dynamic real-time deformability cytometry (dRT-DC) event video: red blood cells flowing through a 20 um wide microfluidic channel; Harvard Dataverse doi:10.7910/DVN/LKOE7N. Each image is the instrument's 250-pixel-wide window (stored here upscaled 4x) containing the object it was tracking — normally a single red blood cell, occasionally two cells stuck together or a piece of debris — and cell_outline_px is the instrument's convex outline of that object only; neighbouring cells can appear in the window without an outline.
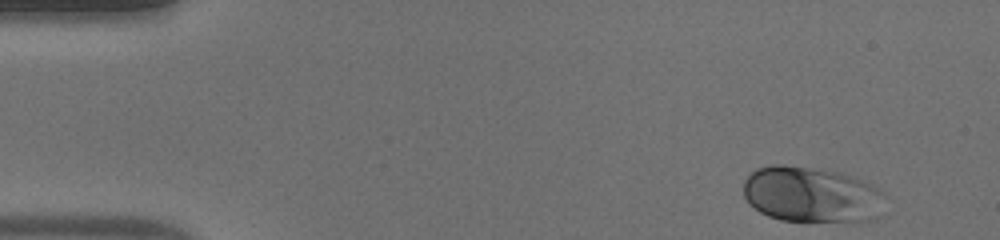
{"species": "human", "species_latin": "Homo sapiens", "temperature_condition": "warm", "stored_images_in_passage": 45, "camera_frame_rate_fps": 3000, "um_per_image_px": 0.085, "donor": {"sex": "male"}, "frame": {"image": 1, "passage_image": 1, "time_ms": 0.0, "image_size_px": [1000, 240], "cell_outline_px": [[884, 196], [880, 216], [876, 220], [780, 220], [768, 216], [760, 212], [748, 204], [744, 196], [744, 180], [756, 168], [772, 164], [784, 164], [840, 172], [872, 184], [880, 188], [884, 192]], "centroid_in_image_um": [68.97, 16.52], "position_along_channel_um": 16.0, "area_um2": 46.07}}
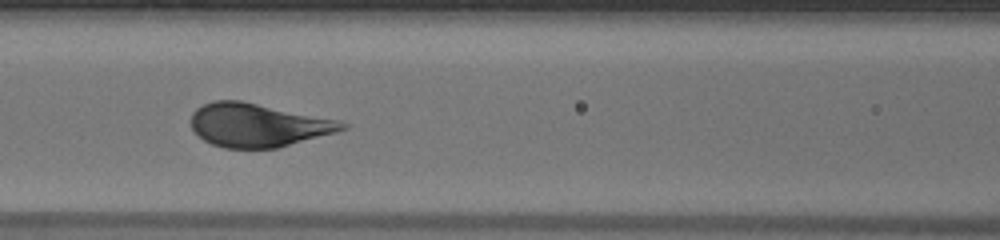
{"frame": {"image": 2, "passage_image": 18, "time_ms": 5.667, "image_size_px": [1000, 240], "cell_outline_px": [[348, 128], [336, 132], [280, 148], [224, 148], [212, 144], [204, 140], [192, 128], [192, 112], [196, 108], [212, 100], [240, 100], [340, 120], [348, 124]], "centroid_in_image_um": [21.95, 10.63], "position_along_channel_um": 144.7, "area_um2": 38.32}}
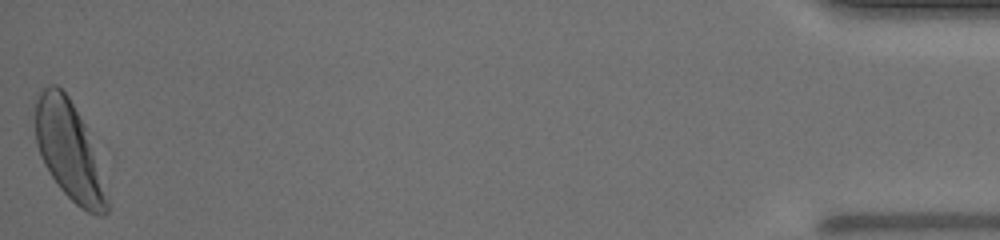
{"frame": {"image": 3, "passage_image": 45, "time_ms": 14.667, "image_size_px": [1000, 240], "cell_outline_px": [[108, 212], [104, 216], [96, 216], [80, 208], [60, 188], [44, 164], [40, 156], [36, 144], [36, 100], [40, 92], [48, 84], [56, 84], [68, 96], [84, 124], [108, 200]], "centroid_in_image_um": [5.84, 12.82], "position_along_channel_um": 429.4, "area_um2": 39.77}, "authors_computed_cell_mechanics": {"area_um2": 39.7664, "velocity_mm_per_s": 4.2143, "shape_relaxation_time_tau1_ms": 1.859, "shape_relaxation_time_tau2_ms": null, "deformation_change_tau1": 0.138, "deformation_change_tau2": null}}